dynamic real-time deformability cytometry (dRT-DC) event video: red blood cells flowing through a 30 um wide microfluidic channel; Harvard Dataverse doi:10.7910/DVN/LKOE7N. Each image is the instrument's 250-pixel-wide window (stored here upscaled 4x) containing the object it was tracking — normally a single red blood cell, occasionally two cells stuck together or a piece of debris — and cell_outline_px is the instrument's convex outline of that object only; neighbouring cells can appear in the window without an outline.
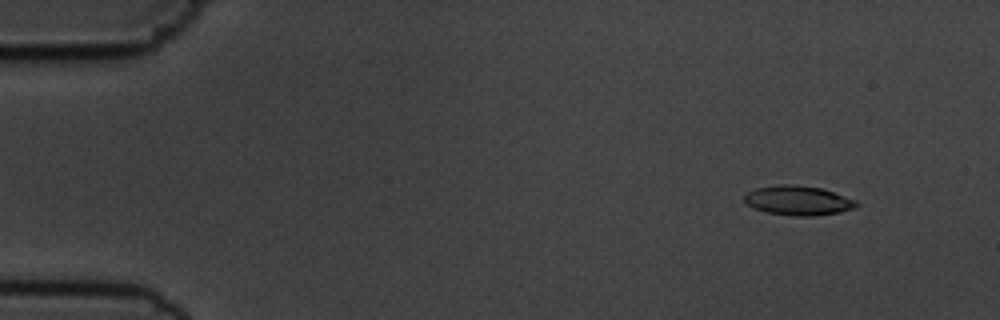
{"species": "common noctule bat (a hibernating species)", "species_latin": "Nyctalus noctula", "temperature_condition": "cold", "stored_images_in_passage": 56, "camera_frame_rate_fps": 3000, "um_per_image_px": 0.085, "animal": {"sex": "male", "body_mass_g": 19.5, "forearm_length_mm": 54.6}, "frame": {"image": 1, "passage_image": 6, "time_ms": 1.667, "image_size_px": [1000, 320], "cell_outline_px": [[860, 204], [852, 208], [840, 212], [812, 216], [792, 216], [768, 212], [756, 208], [748, 204], [744, 200], [744, 192], [756, 188], [780, 184], [792, 184], [820, 188], [856, 200]], "centroid_in_image_um": [67.82, 17.03], "position_along_channel_um": 17.2, "area_um2": 19.07}}
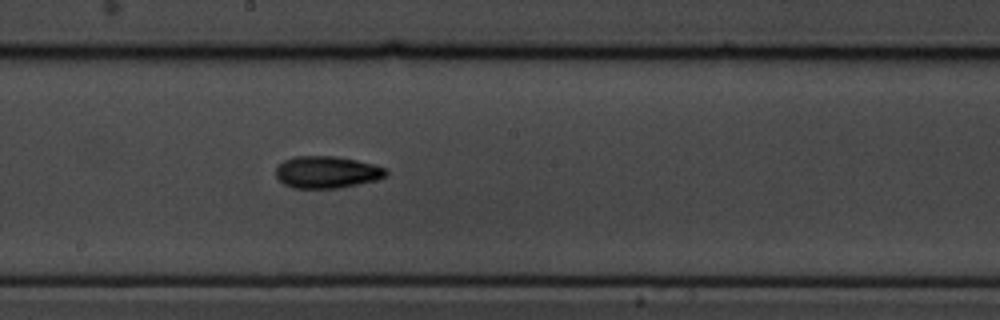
{"frame": {"image": 2, "passage_image": 31, "time_ms": 10.0, "image_size_px": [1000, 320], "cell_outline_px": [[388, 172], [384, 176], [376, 180], [340, 188], [292, 188], [284, 184], [276, 176], [276, 168], [284, 160], [292, 156], [336, 156], [356, 160], [388, 168]], "centroid_in_image_um": [27.77, 14.63], "position_along_channel_um": 220.4, "area_um2": 20.58}}
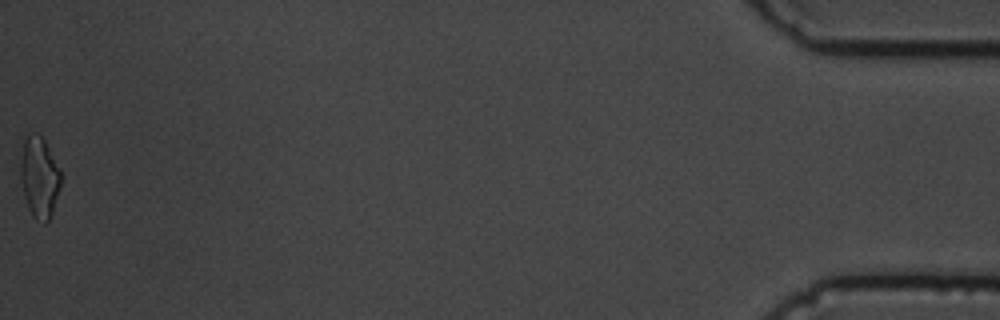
{"frame": {"image": 3, "passage_image": 56, "time_ms": 18.333, "image_size_px": [1000, 320], "cell_outline_px": [[60, 188], [52, 212], [48, 220], [44, 224], [36, 220], [32, 216], [28, 208], [24, 196], [20, 180], [20, 136], [24, 132], [40, 132], [60, 168]], "centroid_in_image_um": [3.29, 14.94], "position_along_channel_um": 431.9, "area_um2": 19.94}, "authors_computed_cell_mechanics": {"area_um2": 19.4497, "velocity_mm_per_s": 3.6638, "shape_relaxation_time_tau1_ms": 3.9, "shape_relaxation_time_tau2_ms": 5.3585, "deformation_change_tau1": 0.1518, "deformation_change_tau2": 0.1195}}